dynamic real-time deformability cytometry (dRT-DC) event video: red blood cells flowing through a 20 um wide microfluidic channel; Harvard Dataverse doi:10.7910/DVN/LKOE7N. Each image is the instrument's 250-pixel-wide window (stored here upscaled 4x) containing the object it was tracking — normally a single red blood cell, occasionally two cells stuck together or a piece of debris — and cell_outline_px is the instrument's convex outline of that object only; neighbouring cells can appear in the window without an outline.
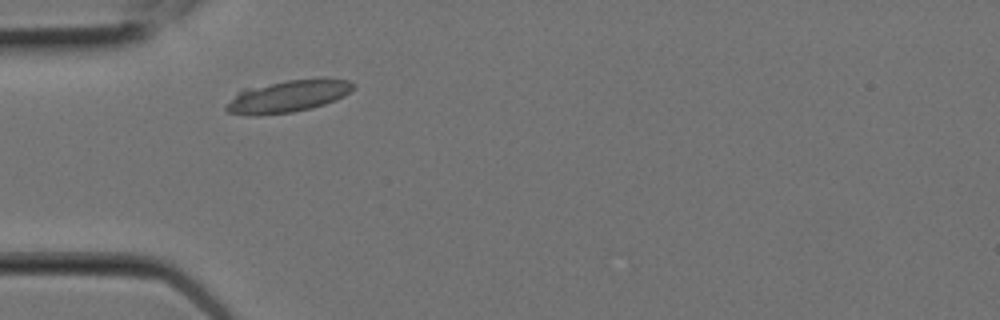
{"species": "Egyptian fruit bat (a non-hibernating species)", "species_latin": "Rousettus aegyptiacus", "temperature_condition": "room temperature", "stored_images_in_passage": 4, "camera_frame_rate_fps": 3000, "um_per_image_px": 0.085, "animal": {"sex": "female"}, "frame": {"image": 1, "passage_image": 3, "time_ms": 0.667, "image_size_px": [1000, 320], "cell_outline_px": [[356, 84], [344, 96], [336, 100], [312, 108], [292, 112], [256, 116], [248, 116], [228, 112], [224, 108], [224, 104], [240, 88], [288, 80], [348, 80]], "centroid_in_image_um": [24.32, 8.21], "position_along_channel_um": 60.7, "area_um2": 23.76}}
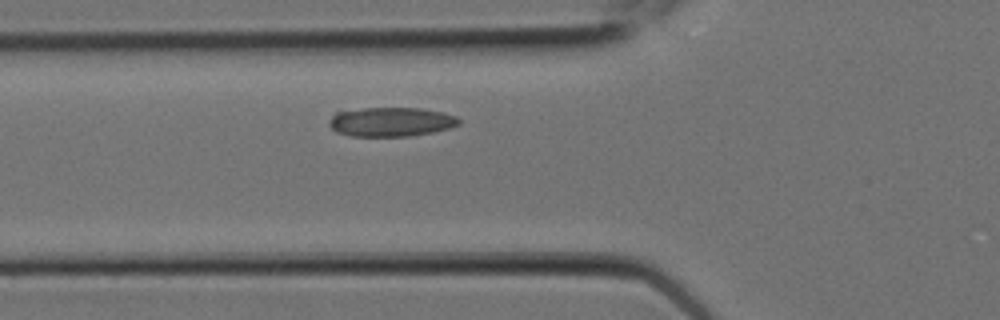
{"frame": {"image": 2, "passage_image": 4, "time_ms": 1.0, "image_size_px": [1000, 320], "cell_outline_px": [[460, 124], [448, 128], [432, 132], [408, 136], [352, 136], [336, 132], [328, 124], [328, 120], [336, 112], [364, 108], [420, 108], [444, 112], [456, 116], [460, 120]], "centroid_in_image_um": [33.23, 10.35], "position_along_channel_um": 92.6, "area_um2": 22.08}}